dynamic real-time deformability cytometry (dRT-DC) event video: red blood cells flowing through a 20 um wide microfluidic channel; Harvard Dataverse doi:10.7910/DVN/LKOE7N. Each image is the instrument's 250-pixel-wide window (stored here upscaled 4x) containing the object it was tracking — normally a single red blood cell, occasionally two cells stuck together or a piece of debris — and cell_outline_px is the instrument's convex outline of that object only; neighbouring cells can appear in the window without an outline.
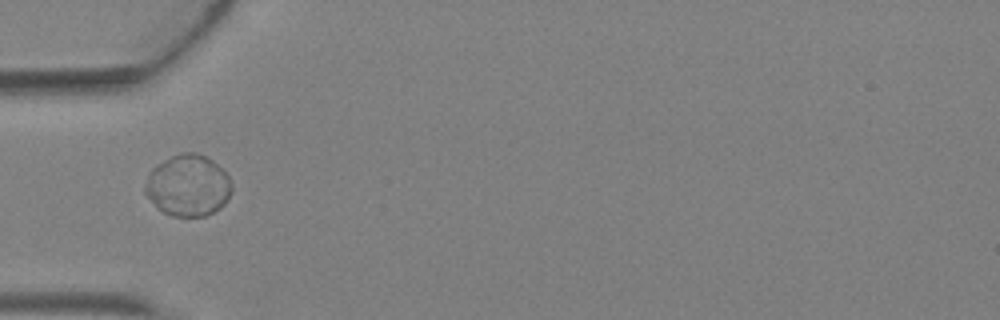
{"species": "Egyptian fruit bat (a non-hibernating species)", "species_latin": "Rousettus aegyptiacus", "temperature_condition": "warm", "stored_images_in_passage": 1, "camera_frame_rate_fps": 3000, "um_per_image_px": 0.085, "animal": {"sex": "female"}, "frame": {"image": 1, "passage_image": 1, "time_ms": 0.0, "image_size_px": [1000, 320], "cell_outline_px": [[232, 192], [228, 200], [220, 208], [204, 216], [172, 216], [164, 212], [144, 192], [144, 188], [148, 176], [152, 168], [156, 164], [180, 152], [196, 152], [212, 160], [228, 176], [232, 184]], "centroid_in_image_um": [16.0, 15.76], "position_along_channel_um": 69.0, "area_um2": 30.81}}